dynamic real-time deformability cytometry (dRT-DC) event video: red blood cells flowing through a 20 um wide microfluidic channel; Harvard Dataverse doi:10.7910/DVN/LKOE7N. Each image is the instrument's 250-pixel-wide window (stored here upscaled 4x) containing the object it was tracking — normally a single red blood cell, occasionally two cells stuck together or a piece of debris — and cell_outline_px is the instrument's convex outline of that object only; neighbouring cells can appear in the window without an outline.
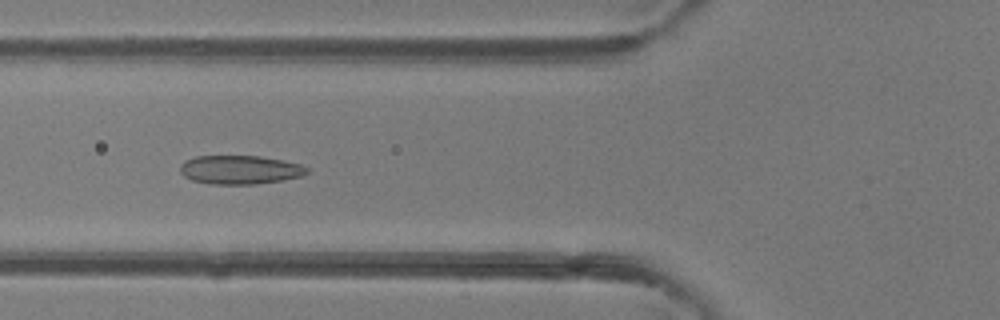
{"species": "common noctule bat (a hibernating species)", "species_latin": "Nyctalus noctula", "temperature_condition": "room temperature", "stored_images_in_passage": 46, "camera_frame_rate_fps": 3000, "um_per_image_px": 0.085, "animal": {"sex": "female"}, "frame": {"image": 1, "passage_image": 17, "time_ms": 5.333, "image_size_px": [1000, 320], "cell_outline_px": [[308, 172], [300, 176], [284, 180], [256, 184], [212, 184], [192, 180], [184, 176], [180, 172], [180, 164], [184, 160], [196, 156], [260, 156], [284, 160], [300, 164], [308, 168]], "centroid_in_image_um": [20.38, 14.42], "position_along_channel_um": 105.4, "area_um2": 21.33}}
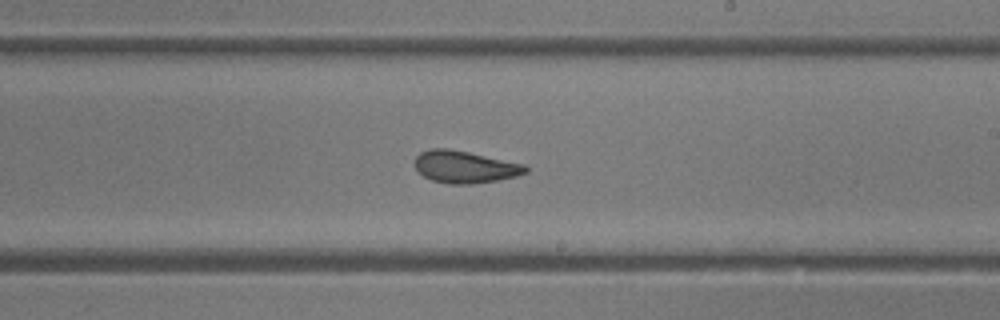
{"frame": {"image": 2, "passage_image": 27, "time_ms": 8.667, "image_size_px": [1000, 320], "cell_outline_px": [[528, 172], [516, 176], [496, 180], [472, 184], [448, 184], [432, 180], [424, 176], [416, 168], [416, 156], [420, 152], [428, 148], [448, 148], [468, 152], [524, 164], [528, 168]], "centroid_in_image_um": [39.5, 14.18], "position_along_channel_um": 249.5, "area_um2": 20.63}}
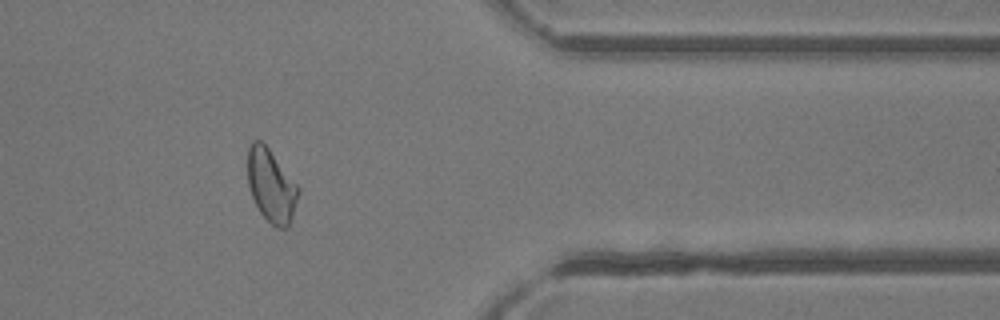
{"frame": {"image": 3, "passage_image": 38, "time_ms": 12.333, "image_size_px": [1000, 320], "cell_outline_px": [[300, 192], [288, 228], [276, 228], [260, 212], [252, 196], [248, 184], [248, 148], [252, 140], [260, 140], [268, 148], [300, 188]], "centroid_in_image_um": [23.06, 15.79], "position_along_channel_um": 388.3, "area_um2": 21.27}, "authors_computed_cell_mechanics": {"area_um2": 22.2241, "velocity_mm_per_s": 4.3208, "shape_relaxation_time_tau1_ms": 5.5736, "shape_relaxation_time_tau2_ms": 1.8706, "deformation_change_tau1": 0.1399, "deformation_change_tau2": 0.0853}}